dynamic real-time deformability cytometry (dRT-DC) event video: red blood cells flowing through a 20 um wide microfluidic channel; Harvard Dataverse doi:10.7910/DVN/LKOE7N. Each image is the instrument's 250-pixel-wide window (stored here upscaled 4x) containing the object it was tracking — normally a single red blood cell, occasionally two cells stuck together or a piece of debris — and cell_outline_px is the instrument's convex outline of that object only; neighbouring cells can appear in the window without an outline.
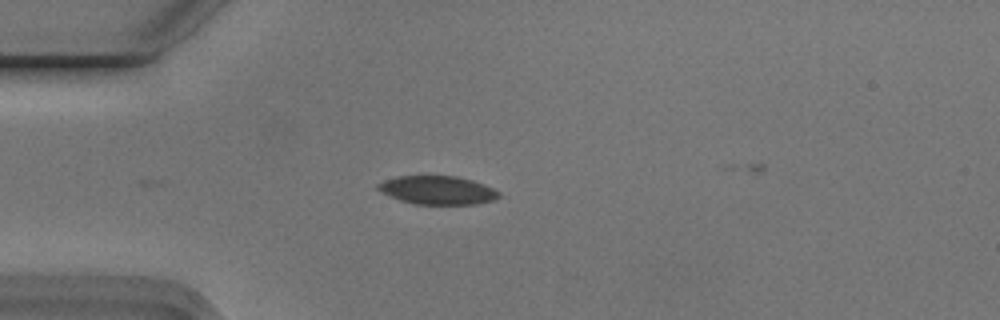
{"species": "Egyptian fruit bat (a non-hibernating species)", "species_latin": "Rousettus aegyptiacus", "temperature_condition": "cold", "stored_images_in_passage": 5, "camera_frame_rate_fps": 3000, "um_per_image_px": 0.085, "animal": {"sex": "male"}, "frame": {"image": 1, "passage_image": 5, "time_ms": 1.333, "image_size_px": [1000, 320], "cell_outline_px": [[500, 196], [496, 200], [476, 204], [412, 204], [400, 200], [380, 192], [376, 188], [376, 184], [384, 180], [396, 176], [456, 176], [472, 180], [484, 184], [500, 192]], "centroid_in_image_um": [37.18, 16.17], "position_along_channel_um": 47.8, "area_um2": 20.23}}